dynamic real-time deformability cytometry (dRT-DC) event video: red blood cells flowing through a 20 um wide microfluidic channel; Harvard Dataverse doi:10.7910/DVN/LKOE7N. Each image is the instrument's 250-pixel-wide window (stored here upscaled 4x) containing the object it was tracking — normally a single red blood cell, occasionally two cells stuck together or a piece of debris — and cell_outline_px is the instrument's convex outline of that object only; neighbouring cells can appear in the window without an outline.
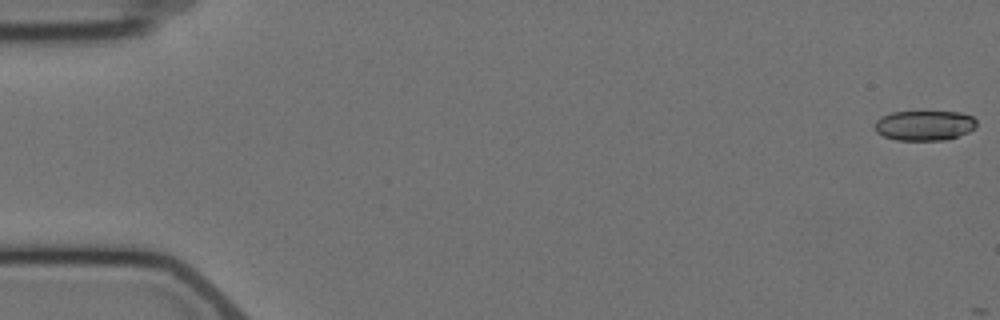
{"species": "Egyptian fruit bat (a non-hibernating species)", "species_latin": "Rousettus aegyptiacus", "temperature_condition": "cold", "stored_images_in_passage": 4, "camera_frame_rate_fps": 3000, "um_per_image_px": 0.085, "animal": {"sex": "female"}, "frame": {"image": 1, "passage_image": 1, "time_ms": 0.0, "image_size_px": [1000, 320], "cell_outline_px": [[976, 128], [968, 132], [944, 140], [896, 140], [884, 136], [876, 132], [876, 120], [880, 116], [892, 112], [960, 112], [972, 116], [976, 120]], "centroid_in_image_um": [78.58, 10.66], "position_along_channel_um": 6.4, "area_um2": 17.74}}